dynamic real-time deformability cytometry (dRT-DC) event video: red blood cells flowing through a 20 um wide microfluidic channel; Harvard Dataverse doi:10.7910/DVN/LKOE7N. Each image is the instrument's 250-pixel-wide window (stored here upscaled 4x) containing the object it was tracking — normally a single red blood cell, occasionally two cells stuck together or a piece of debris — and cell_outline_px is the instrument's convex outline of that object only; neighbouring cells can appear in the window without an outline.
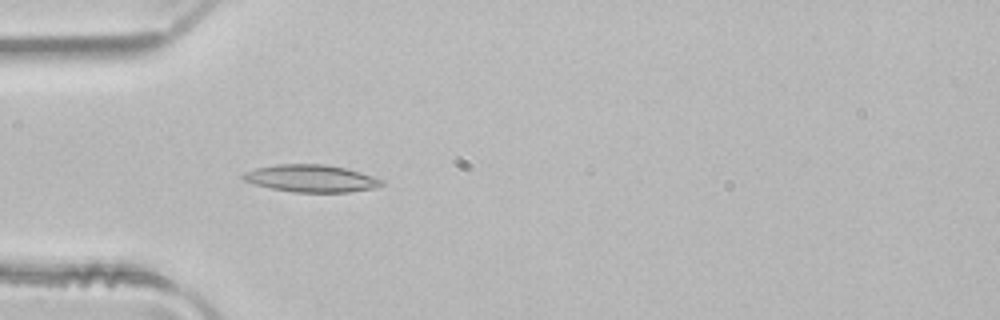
{"species": "common noctule bat (a hibernating species)", "species_latin": "Nyctalus noctula", "temperature_condition": "room temperature", "stored_images_in_passage": 3, "camera_frame_rate_fps": 3000, "um_per_image_px": 0.085, "animal": {"sex": "male", "body_mass_g": 21.5, "forearm_length_mm": 52.0}, "frame": {"image": 1, "passage_image": 3, "time_ms": 0.667, "image_size_px": [1000, 320], "cell_outline_px": [[384, 184], [376, 188], [348, 192], [292, 192], [272, 188], [256, 184], [244, 180], [240, 176], [244, 172], [256, 168], [276, 164], [324, 164], [344, 168], [360, 172], [384, 180]], "centroid_in_image_um": [26.46, 15.16], "position_along_channel_um": 58.5, "area_um2": 21.96}}